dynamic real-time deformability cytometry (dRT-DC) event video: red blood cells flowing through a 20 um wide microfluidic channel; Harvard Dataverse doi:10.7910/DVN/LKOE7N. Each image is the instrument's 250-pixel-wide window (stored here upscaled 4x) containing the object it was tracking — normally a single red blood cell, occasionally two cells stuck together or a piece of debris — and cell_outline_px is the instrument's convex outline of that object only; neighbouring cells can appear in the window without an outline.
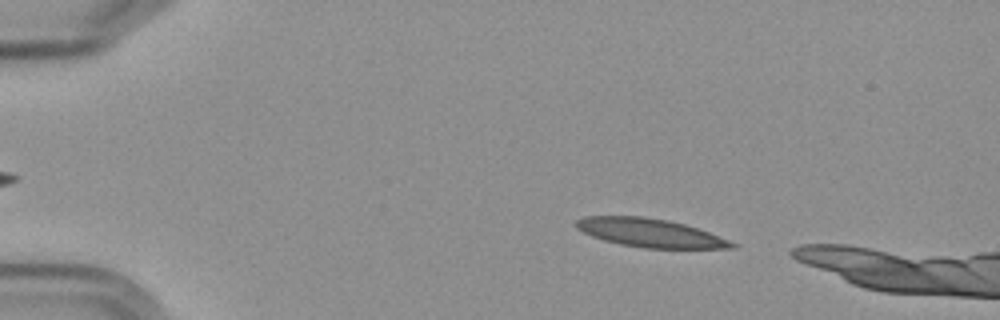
{"species": "Egyptian fruit bat (a non-hibernating species)", "species_latin": "Rousettus aegyptiacus", "temperature_condition": "cold", "stored_images_in_passage": 3, "camera_frame_rate_fps": 3000, "um_per_image_px": 0.085, "frame": {"image": 1, "passage_image": 1, "time_ms": 0.0, "image_size_px": [1000, 320], "cell_outline_px": [[740, 244], [736, 248], [644, 248], [620, 244], [604, 240], [592, 236], [576, 228], [576, 220], [584, 216], [644, 216], [668, 220], [684, 224], [708, 232]], "centroid_in_image_um": [55.27, 19.79], "position_along_channel_um": 29.7, "area_um2": 25.78}}